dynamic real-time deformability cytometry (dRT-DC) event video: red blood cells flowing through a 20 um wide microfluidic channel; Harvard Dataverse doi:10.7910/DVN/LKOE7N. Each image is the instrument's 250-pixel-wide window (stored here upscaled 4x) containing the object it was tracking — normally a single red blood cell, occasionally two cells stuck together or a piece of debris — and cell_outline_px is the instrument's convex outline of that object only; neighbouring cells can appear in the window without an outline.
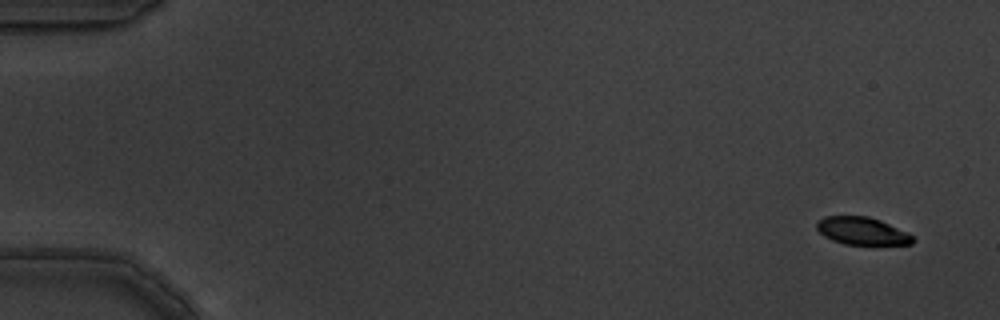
{"species": "common noctule bat (a hibernating species)", "species_latin": "Nyctalus noctula", "temperature_condition": "warm", "stored_images_in_passage": 6, "camera_frame_rate_fps": 3000, "um_per_image_px": 0.085, "animal": {"sex": "male", "body_mass_g": 19.5, "forearm_length_mm": 54.6}, "frame": {"image": 1, "passage_image": 1, "time_ms": 0.0, "image_size_px": [1000, 320], "cell_outline_px": [[916, 240], [912, 244], [844, 244], [832, 240], [824, 236], [816, 228], [816, 220], [824, 216], [868, 216], [880, 220], [908, 232]], "centroid_in_image_um": [73.26, 19.62], "position_along_channel_um": 11.7, "area_um2": 15.49}}
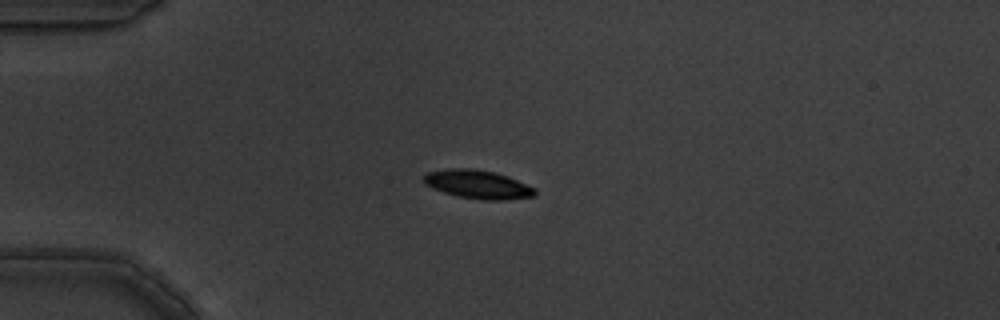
{"frame": {"image": 2, "passage_image": 4, "time_ms": 1.0, "image_size_px": [1000, 320], "cell_outline_px": [[536, 196], [504, 200], [484, 200], [456, 196], [432, 188], [424, 184], [424, 176], [428, 172], [448, 168], [472, 168], [492, 172], [508, 176], [536, 188]], "centroid_in_image_um": [40.62, 15.68], "position_along_channel_um": 44.4, "area_um2": 18.55}}
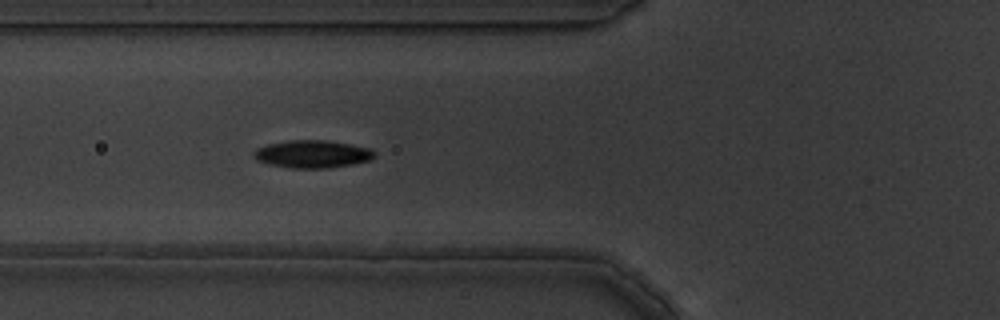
{"frame": {"image": 3, "passage_image": 6, "time_ms": 1.667, "image_size_px": [1000, 320], "cell_outline_px": [[376, 156], [372, 160], [352, 164], [328, 168], [288, 168], [268, 164], [256, 160], [252, 156], [252, 152], [256, 148], [268, 144], [288, 140], [324, 140], [372, 148], [376, 152]], "centroid_in_image_um": [26.54, 13.1], "position_along_channel_um": 99.3, "area_um2": 19.71}}